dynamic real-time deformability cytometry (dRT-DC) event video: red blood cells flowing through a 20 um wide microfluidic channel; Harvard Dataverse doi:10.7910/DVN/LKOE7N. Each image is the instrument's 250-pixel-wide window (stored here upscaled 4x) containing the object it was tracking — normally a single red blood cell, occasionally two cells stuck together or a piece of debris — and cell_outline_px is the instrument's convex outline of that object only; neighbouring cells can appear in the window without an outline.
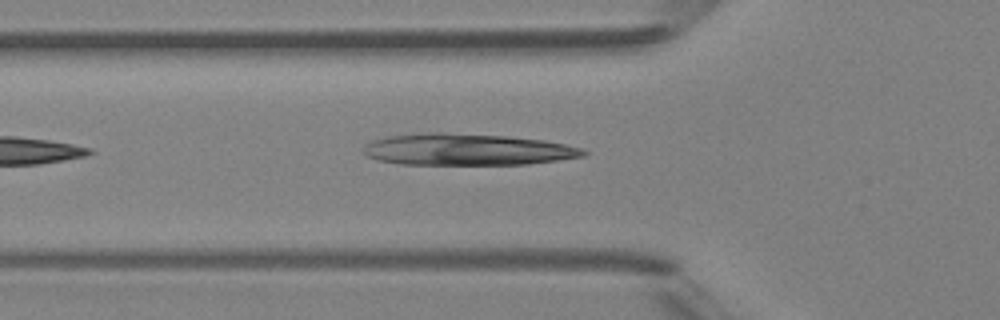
{"species": "Egyptian fruit bat (a non-hibernating species)", "species_latin": "Rousettus aegyptiacus", "temperature_condition": "room temperature", "stored_images_in_passage": 5, "camera_frame_rate_fps": 3000, "um_per_image_px": 0.085, "animal": {"sex": "female"}, "frame": {"image": 1, "passage_image": 5, "time_ms": 4.667, "image_size_px": [1000, 320], "cell_outline_px": [[588, 152], [584, 156], [528, 164], [400, 164], [376, 160], [360, 152], [360, 148], [364, 144], [372, 140], [388, 136], [424, 132], [440, 132], [508, 136], [544, 140], [564, 144], [580, 148]], "centroid_in_image_um": [39.61, 12.7], "position_along_channel_um": 86.2, "area_um2": 40.69}}